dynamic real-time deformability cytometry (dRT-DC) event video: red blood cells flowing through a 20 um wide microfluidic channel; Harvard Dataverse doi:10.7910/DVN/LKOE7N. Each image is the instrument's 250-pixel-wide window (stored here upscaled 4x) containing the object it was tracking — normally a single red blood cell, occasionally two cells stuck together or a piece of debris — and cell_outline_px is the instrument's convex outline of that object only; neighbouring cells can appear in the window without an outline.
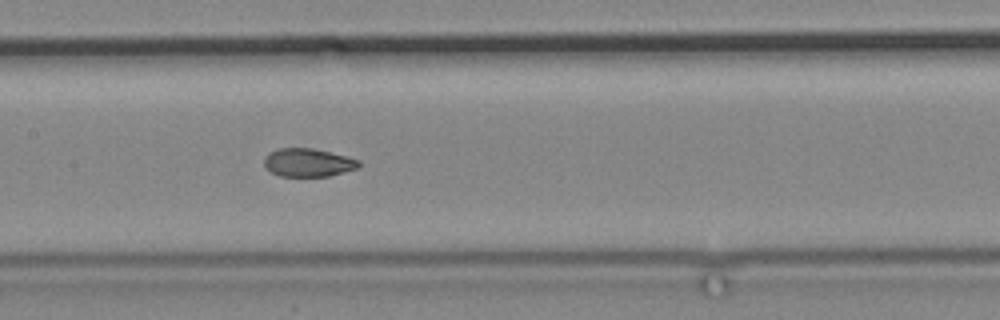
{"species": "common noctule bat (a hibernating species)", "species_latin": "Nyctalus noctula", "temperature_condition": "cold", "stored_images_in_passage": 12, "camera_frame_rate_fps": 3000, "um_per_image_px": 0.085, "animal": {"sex": "male", "body_mass_g": 19.2, "forearm_length_mm": 51.8}, "frame": {"image": 1, "passage_image": 12, "time_ms": 14.333, "image_size_px": [1000, 320], "cell_outline_px": [[360, 164], [356, 168], [344, 172], [328, 176], [280, 176], [264, 168], [264, 156], [268, 152], [276, 148], [312, 148], [348, 156], [360, 160]], "centroid_in_image_um": [26.15, 13.81], "position_along_channel_um": 181.3, "area_um2": 15.72}}